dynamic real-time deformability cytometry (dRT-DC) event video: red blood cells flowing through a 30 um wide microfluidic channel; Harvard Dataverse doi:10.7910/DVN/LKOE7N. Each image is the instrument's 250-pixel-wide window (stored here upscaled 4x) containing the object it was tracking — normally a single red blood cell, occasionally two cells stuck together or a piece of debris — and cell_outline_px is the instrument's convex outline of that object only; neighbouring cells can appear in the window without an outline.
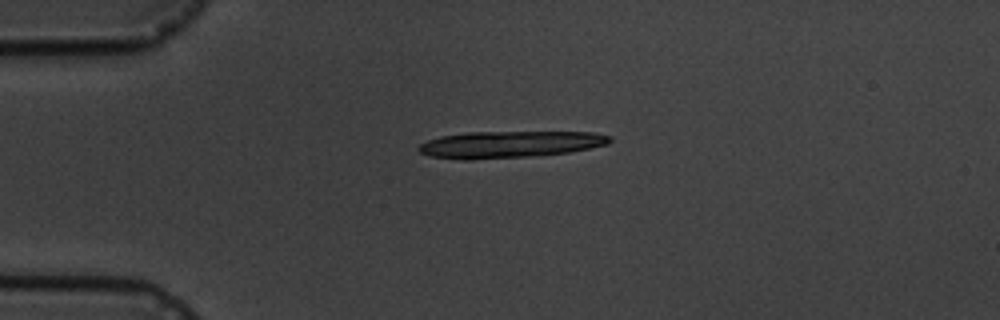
{"species": "common noctule bat (a hibernating species)", "species_latin": "Nyctalus noctula", "temperature_condition": "cold", "stored_images_in_passage": 2, "camera_frame_rate_fps": 3000, "um_per_image_px": 0.085, "animal": {"sex": "male", "body_mass_g": 19.5, "forearm_length_mm": 54.6}, "frame": {"image": 1, "passage_image": 1, "time_ms": 0.0, "image_size_px": [1000, 320], "cell_outline_px": [[612, 140], [608, 144], [568, 152], [528, 156], [468, 160], [464, 160], [432, 156], [420, 152], [416, 148], [420, 144], [428, 140], [440, 136], [464, 132], [592, 132], [612, 136]], "centroid_in_image_um": [43.3, 12.26], "position_along_channel_um": 41.7, "area_um2": 29.65}}